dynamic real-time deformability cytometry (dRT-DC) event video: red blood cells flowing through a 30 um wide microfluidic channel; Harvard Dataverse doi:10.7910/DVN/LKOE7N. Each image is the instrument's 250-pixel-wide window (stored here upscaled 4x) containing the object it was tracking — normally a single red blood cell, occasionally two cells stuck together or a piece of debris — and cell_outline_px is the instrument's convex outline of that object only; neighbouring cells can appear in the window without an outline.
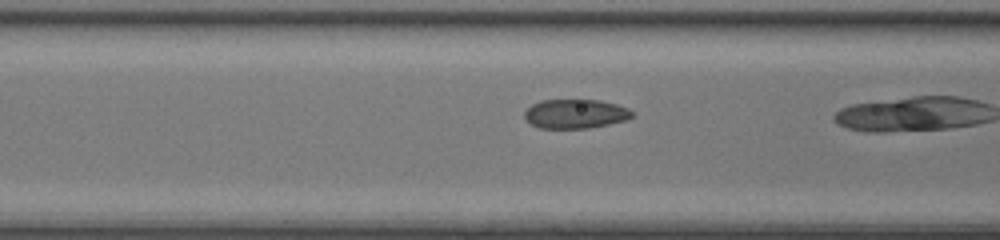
{"species": "common noctule bat (a hibernating species)", "species_latin": "Nyctalus noctula", "temperature_condition": "room temperature", "stored_images_in_passage": 4, "camera_frame_rate_fps": 3000, "um_per_image_px": 0.085, "animal": {"sex": "female", "body_mass_g": 17.0, "forearm_length_mm": 48.0}, "frame": {"image": 1, "passage_image": 3, "time_ms": 0.667, "image_size_px": [1000, 240], "cell_outline_px": [[632, 116], [624, 120], [608, 124], [588, 128], [540, 128], [532, 124], [524, 116], [524, 112], [532, 104], [540, 100], [600, 100], [616, 104], [628, 108], [632, 112]], "centroid_in_image_um": [48.89, 9.67], "position_along_channel_um": 117.7, "area_um2": 18.09}}